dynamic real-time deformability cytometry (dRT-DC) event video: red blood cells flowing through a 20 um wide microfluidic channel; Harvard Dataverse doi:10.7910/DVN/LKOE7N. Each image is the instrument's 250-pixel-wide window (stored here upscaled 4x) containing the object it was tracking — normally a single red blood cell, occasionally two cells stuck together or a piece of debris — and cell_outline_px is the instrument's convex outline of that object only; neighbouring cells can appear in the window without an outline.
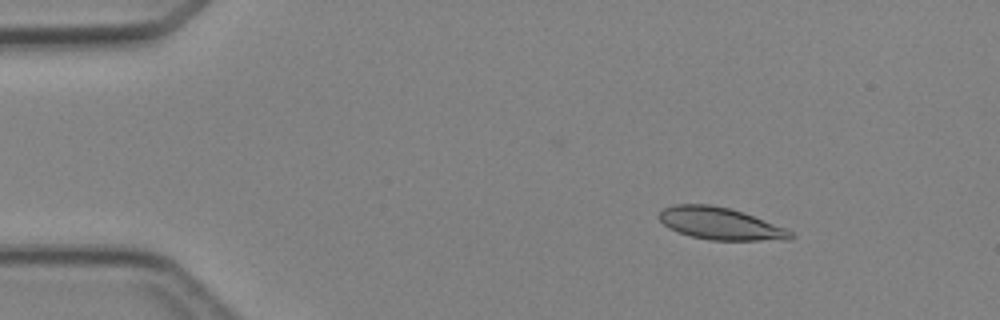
{"species": "Egyptian fruit bat (a non-hibernating species)", "species_latin": "Rousettus aegyptiacus", "temperature_condition": "cold", "stored_images_in_passage": 3, "camera_frame_rate_fps": 3000, "um_per_image_px": 0.085, "animal": {"sex": "female"}, "frame": {"image": 1, "passage_image": 1, "time_ms": 0.0, "image_size_px": [1000, 320], "cell_outline_px": [[796, 236], [792, 240], [712, 240], [692, 236], [668, 228], [660, 220], [660, 212], [664, 208], [676, 204], [708, 204], [728, 208], [744, 212], [784, 228], [792, 232]], "centroid_in_image_um": [61.26, 19.01], "position_along_channel_um": 23.7, "area_um2": 24.39}}